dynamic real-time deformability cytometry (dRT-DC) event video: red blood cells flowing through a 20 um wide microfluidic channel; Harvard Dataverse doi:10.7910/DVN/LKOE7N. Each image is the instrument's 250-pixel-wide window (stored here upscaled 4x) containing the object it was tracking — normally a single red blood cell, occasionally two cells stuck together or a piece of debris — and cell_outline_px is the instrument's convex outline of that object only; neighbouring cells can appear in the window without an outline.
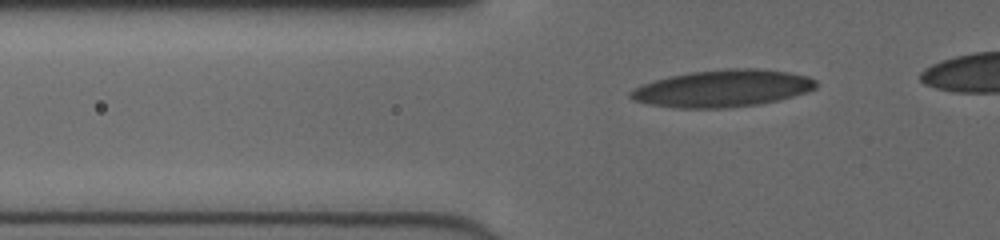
{"species": "human", "species_latin": "Homo sapiens", "temperature_condition": "cold", "stored_images_in_passage": 40, "camera_frame_rate_fps": 3000, "um_per_image_px": 0.085, "donor": {"sex": "female"}, "frame": {"image": 1, "passage_image": 11, "time_ms": 3.333, "image_size_px": [1000, 240], "cell_outline_px": [[816, 88], [808, 92], [760, 104], [728, 108], [676, 108], [652, 104], [632, 100], [628, 96], [628, 92], [632, 88], [640, 84], [652, 80], [668, 76], [692, 72], [728, 68], [760, 68], [788, 72], [808, 76], [816, 80]], "centroid_in_image_um": [61.38, 7.51], "position_along_channel_um": 64.4, "area_um2": 40.4}}
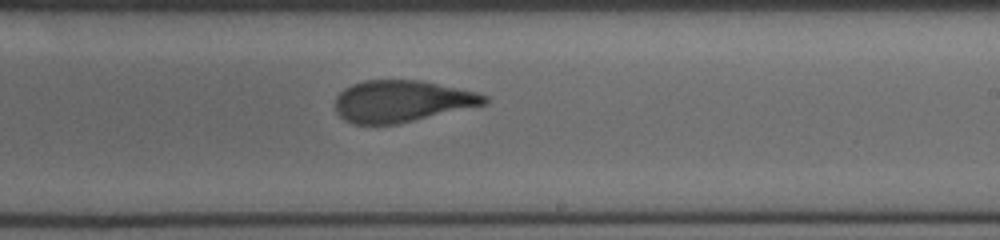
{"frame": {"image": 2, "passage_image": 26, "time_ms": 8.333, "image_size_px": [1000, 240], "cell_outline_px": [[488, 100], [484, 104], [396, 124], [352, 124], [344, 120], [336, 112], [336, 96], [344, 88], [352, 84], [364, 80], [420, 80], [476, 92], [488, 96]], "centroid_in_image_um": [34.1, 8.59], "position_along_channel_um": 254.9, "area_um2": 35.89}}
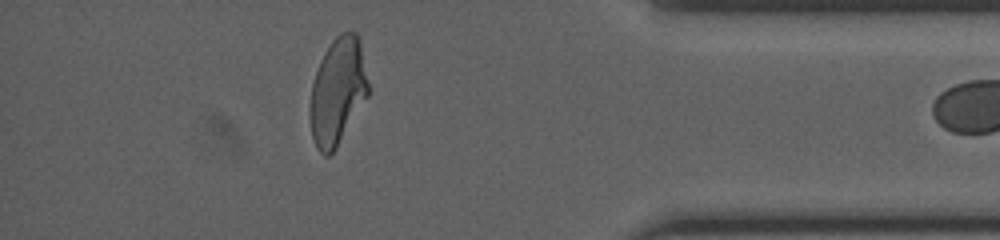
{"frame": {"image": 3, "passage_image": 39, "time_ms": 12.667, "image_size_px": [1000, 240], "cell_outline_px": [[368, 96], [336, 148], [328, 156], [324, 156], [316, 148], [312, 136], [312, 84], [320, 60], [324, 52], [332, 40], [340, 32], [356, 32], [360, 40], [368, 84]], "centroid_in_image_um": [28.72, 7.74], "position_along_channel_um": 406.5, "area_um2": 35.55}}